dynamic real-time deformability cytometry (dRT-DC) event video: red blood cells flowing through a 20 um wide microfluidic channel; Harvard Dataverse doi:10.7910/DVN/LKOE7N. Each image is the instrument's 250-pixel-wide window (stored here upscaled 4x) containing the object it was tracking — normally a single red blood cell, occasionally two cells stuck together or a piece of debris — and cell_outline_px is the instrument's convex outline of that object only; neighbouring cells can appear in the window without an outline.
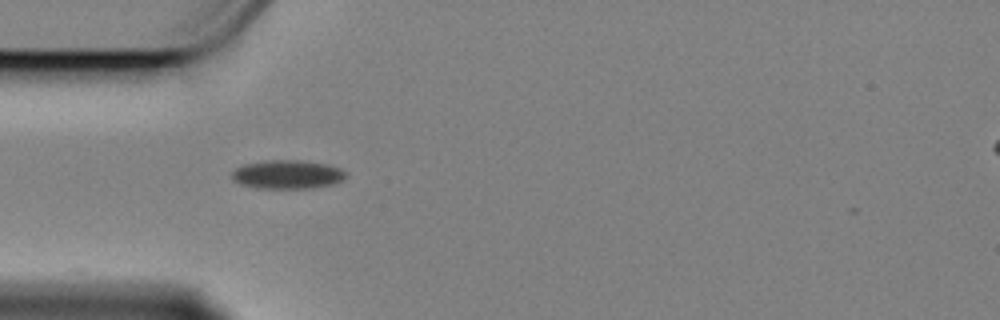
{"species": "Egyptian fruit bat (a non-hibernating species)", "species_latin": "Rousettus aegyptiacus", "temperature_condition": "cold", "stored_images_in_passage": 42, "camera_frame_rate_fps": 3000, "um_per_image_px": 0.085, "animal": {"sex": "female"}, "frame": {"image": 1, "passage_image": 1, "time_ms": 0.0, "image_size_px": [1000, 320], "cell_outline_px": [[348, 176], [344, 180], [332, 184], [312, 188], [256, 188], [240, 184], [232, 180], [232, 172], [236, 168], [244, 164], [264, 160], [300, 160], [328, 164], [340, 168]], "centroid_in_image_um": [24.43, 14.82], "position_along_channel_um": 60.6, "area_um2": 19.25}}
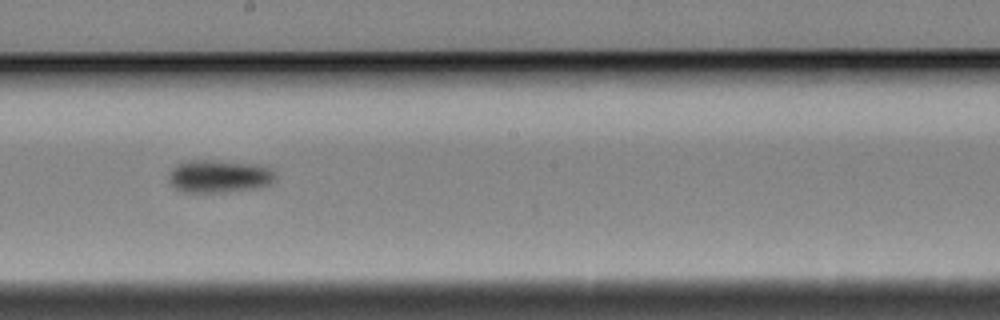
{"frame": {"image": 2, "passage_image": 16, "time_ms": 5.0, "image_size_px": [1000, 320], "cell_outline_px": [[276, 176], [268, 184], [256, 188], [224, 192], [180, 192], [168, 184], [168, 172], [176, 164], [188, 160], [216, 160], [256, 164], [268, 168]], "centroid_in_image_um": [18.51, 14.98], "position_along_channel_um": 229.7, "area_um2": 20.52}}
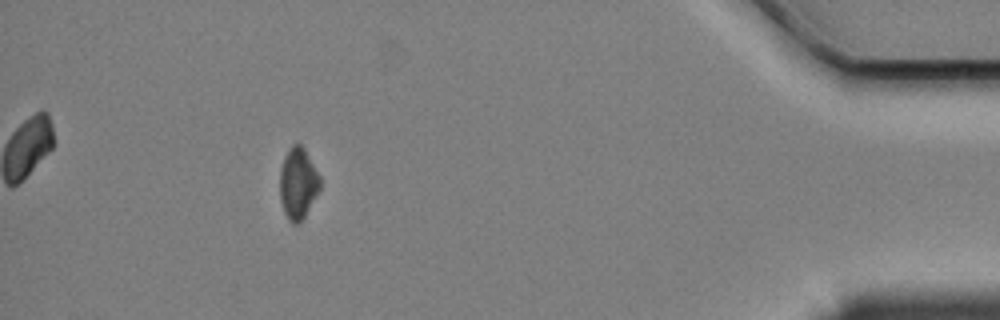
{"frame": {"image": 3, "passage_image": 37, "time_ms": 12.0, "image_size_px": [1000, 320], "cell_outline_px": [[320, 188], [304, 216], [296, 224], [292, 224], [288, 220], [284, 212], [280, 200], [280, 168], [284, 156], [288, 148], [292, 144], [300, 144], [304, 148], [320, 176]], "centroid_in_image_um": [25.31, 15.56], "position_along_channel_um": 409.9, "area_um2": 16.59}, "authors_computed_cell_mechanics": {"area_um2": 19.0451, "velocity_mm_per_s": 3.3963, "shape_relaxation_time_tau1_ms": 3.8779, "shape_relaxation_time_tau2_ms": null, "deformation_change_tau1": 0.069, "deformation_change_tau2": null}}